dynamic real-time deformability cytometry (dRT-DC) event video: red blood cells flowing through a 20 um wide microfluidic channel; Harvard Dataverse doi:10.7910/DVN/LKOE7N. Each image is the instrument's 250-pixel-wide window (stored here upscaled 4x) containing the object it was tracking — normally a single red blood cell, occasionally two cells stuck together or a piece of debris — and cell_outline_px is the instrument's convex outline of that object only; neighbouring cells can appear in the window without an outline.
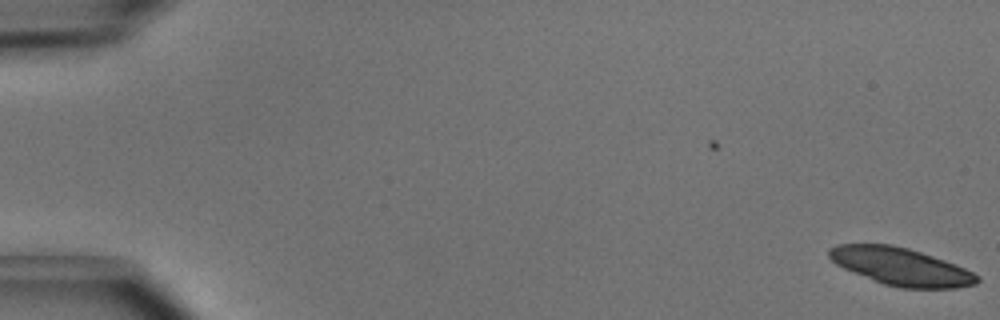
{"species": "common noctule bat (a hibernating species)", "species_latin": "Nyctalus noctula", "temperature_condition": "cold", "stored_images_in_passage": 2, "camera_frame_rate_fps": 3000, "um_per_image_px": 0.085, "animal": {"sex": "male", "body_mass_g": 15.6}, "frame": {"image": 1, "passage_image": 2, "time_ms": 0.333, "image_size_px": [1000, 320], "cell_outline_px": [[980, 280], [976, 284], [956, 288], [900, 288], [884, 284], [844, 268], [836, 264], [828, 256], [828, 248], [836, 244], [892, 244], [908, 248], [944, 260], [964, 268], [980, 276]], "centroid_in_image_um": [76.57, 22.65], "position_along_channel_um": 8.4, "area_um2": 32.19}}